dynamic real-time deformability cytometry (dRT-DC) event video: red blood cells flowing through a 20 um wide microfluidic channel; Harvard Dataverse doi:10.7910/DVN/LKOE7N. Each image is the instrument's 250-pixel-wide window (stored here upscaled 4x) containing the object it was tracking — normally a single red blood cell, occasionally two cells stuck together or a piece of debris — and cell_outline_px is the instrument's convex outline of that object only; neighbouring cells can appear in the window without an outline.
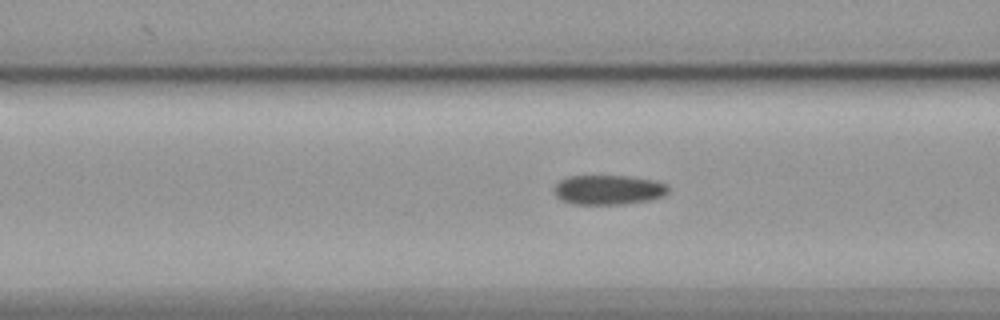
{"species": "common noctule bat (a hibernating species)", "species_latin": "Nyctalus noctula", "temperature_condition": "cold", "stored_images_in_passage": 28, "camera_frame_rate_fps": 3000, "um_per_image_px": 0.085, "animal": {"sex": "female", "body_mass_g": 19.9}, "frame": {"image": 1, "passage_image": 6, "time_ms": 1.667, "image_size_px": [1000, 320], "cell_outline_px": [[668, 192], [664, 196], [652, 200], [624, 204], [572, 204], [560, 200], [552, 192], [552, 188], [560, 180], [568, 176], [628, 176], [656, 180], [668, 184]], "centroid_in_image_um": [51.71, 16.14], "position_along_channel_um": 114.9, "area_um2": 20.11}}
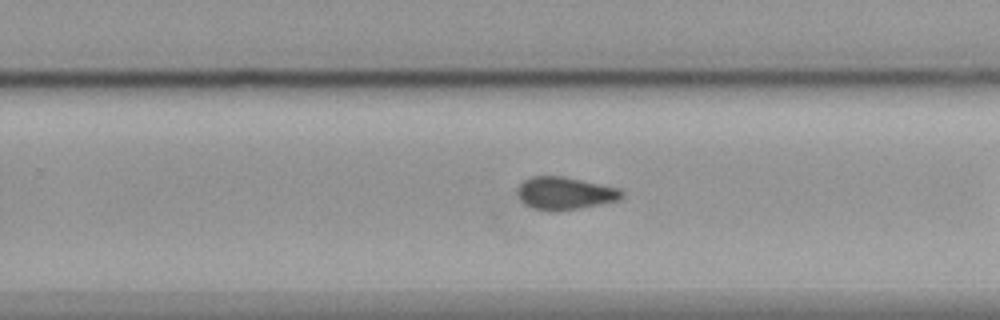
{"frame": {"image": 2, "passage_image": 20, "time_ms": 6.333, "image_size_px": [1000, 320], "cell_outline_px": [[624, 196], [620, 200], [560, 212], [544, 212], [532, 208], [524, 204], [520, 200], [516, 192], [516, 188], [524, 180], [532, 176], [560, 176], [620, 188], [624, 192]], "centroid_in_image_um": [47.98, 16.46], "position_along_channel_um": 281.8, "area_um2": 20.23}}
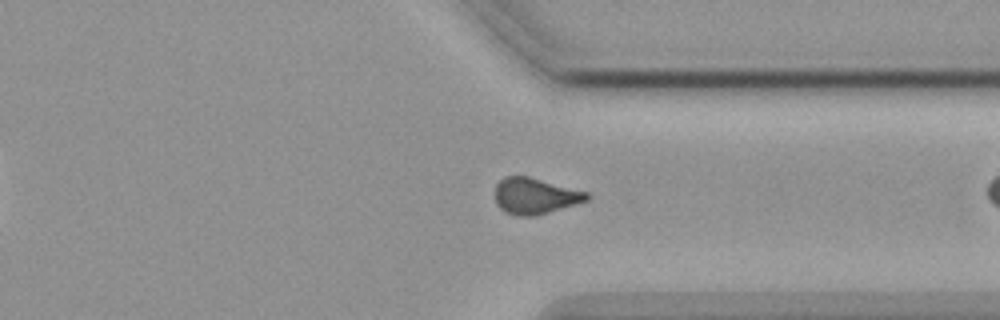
{"frame": {"image": 3, "passage_image": 27, "time_ms": 8.667, "image_size_px": [1000, 320], "cell_outline_px": [[592, 196], [588, 200], [576, 204], [536, 216], [516, 216], [504, 212], [496, 204], [496, 184], [504, 176], [528, 176], [588, 192]], "centroid_in_image_um": [45.48, 16.66], "position_along_channel_um": 365.9, "area_um2": 19.42}}